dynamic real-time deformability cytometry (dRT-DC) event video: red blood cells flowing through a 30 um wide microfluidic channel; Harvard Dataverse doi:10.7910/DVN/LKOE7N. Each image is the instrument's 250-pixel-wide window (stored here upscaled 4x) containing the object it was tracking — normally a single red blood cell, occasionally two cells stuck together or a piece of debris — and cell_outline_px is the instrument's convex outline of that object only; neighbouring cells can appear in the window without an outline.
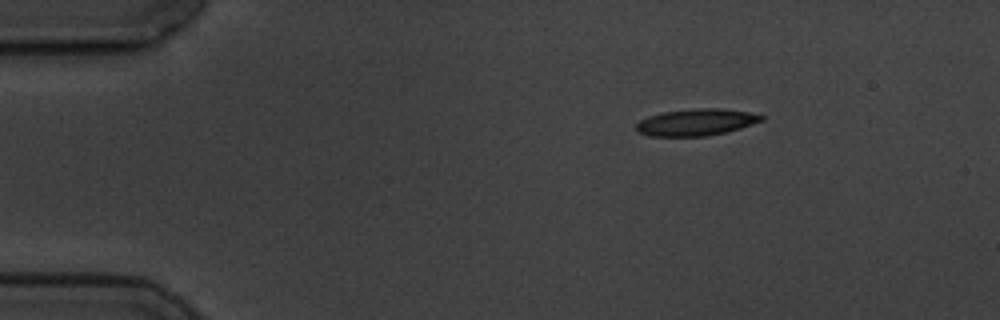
{"species": "common noctule bat (a hibernating species)", "species_latin": "Nyctalus noctula", "temperature_condition": "cold", "stored_images_in_passage": 4, "camera_frame_rate_fps": 3000, "um_per_image_px": 0.085, "animal": {"sex": "male", "body_mass_g": 19.5, "forearm_length_mm": 54.6}, "frame": {"image": 1, "passage_image": 1, "time_ms": 0.0, "image_size_px": [1000, 320], "cell_outline_px": [[764, 120], [740, 128], [724, 132], [704, 136], [648, 136], [636, 132], [636, 124], [640, 120], [648, 116], [664, 112], [696, 108], [720, 108], [748, 112], [764, 116]], "centroid_in_image_um": [59.14, 10.39], "position_along_channel_um": 25.9, "area_um2": 19.42}}
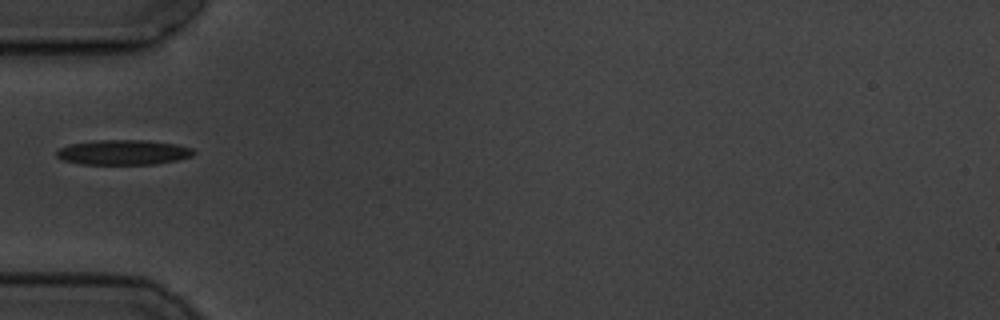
{"frame": {"image": 2, "passage_image": 4, "time_ms": 3.333, "image_size_px": [1000, 320], "cell_outline_px": [[196, 152], [192, 156], [176, 160], [156, 164], [80, 164], [60, 160], [56, 156], [56, 152], [60, 148], [68, 144], [92, 140], [148, 140], [176, 144], [192, 148]], "centroid_in_image_um": [10.45, 12.94], "position_along_channel_um": 74.6, "area_um2": 20.17}}